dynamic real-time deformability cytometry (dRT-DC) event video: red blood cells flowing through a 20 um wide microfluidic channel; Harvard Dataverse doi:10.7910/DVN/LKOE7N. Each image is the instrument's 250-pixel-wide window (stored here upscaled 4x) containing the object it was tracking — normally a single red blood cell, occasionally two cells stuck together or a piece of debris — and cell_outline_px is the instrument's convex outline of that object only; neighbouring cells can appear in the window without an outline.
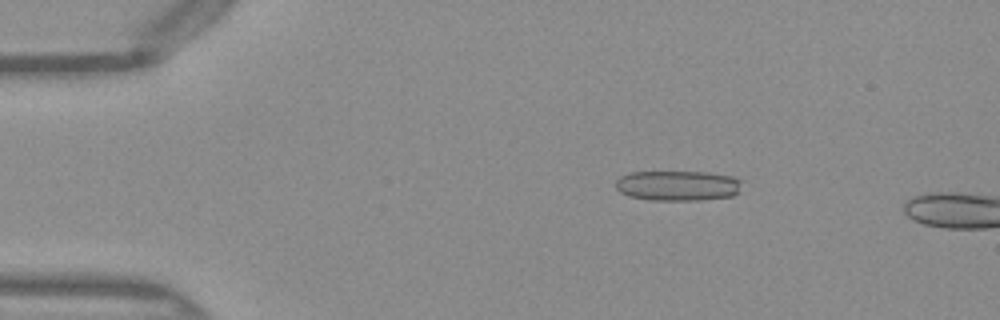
{"species": "Egyptian fruit bat (a non-hibernating species)", "species_latin": "Rousettus aegyptiacus", "temperature_condition": "warm", "stored_images_in_passage": 12, "camera_frame_rate_fps": 3000, "um_per_image_px": 0.085, "frame": {"image": 1, "passage_image": 9, "time_ms": 2.667, "image_size_px": [1000, 320], "cell_outline_px": [[740, 192], [732, 196], [700, 200], [652, 200], [632, 196], [620, 192], [616, 188], [616, 180], [620, 176], [628, 172], [708, 172], [732, 176], [740, 180]], "centroid_in_image_um": [57.62, 15.77], "position_along_channel_um": 27.4, "area_um2": 22.2}}